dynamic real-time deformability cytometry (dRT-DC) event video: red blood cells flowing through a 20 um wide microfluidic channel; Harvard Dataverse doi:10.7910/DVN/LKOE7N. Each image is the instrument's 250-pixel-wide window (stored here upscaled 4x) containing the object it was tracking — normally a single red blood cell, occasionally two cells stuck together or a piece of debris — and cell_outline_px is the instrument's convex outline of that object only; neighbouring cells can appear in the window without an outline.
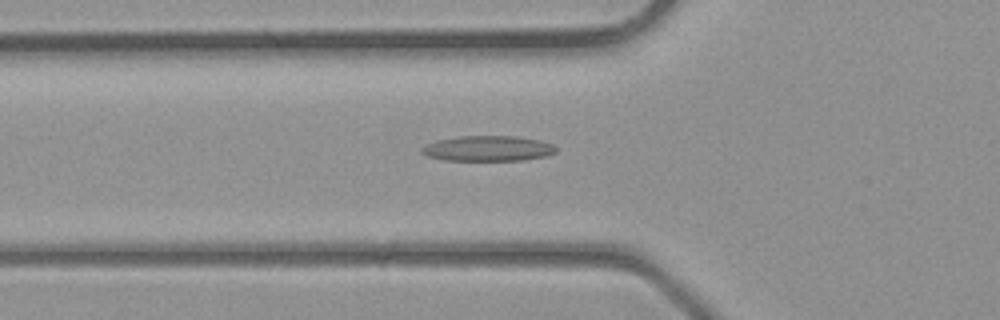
{"species": "common noctule bat (a hibernating species)", "species_latin": "Nyctalus noctula", "temperature_condition": "room temperature", "stored_images_in_passage": 27, "camera_frame_rate_fps": 3000, "um_per_image_px": 0.085, "animal": {"sex": "male", "body_mass_g": 23.1, "forearm_length_mm": 52.7}, "frame": {"image": 1, "passage_image": 2, "time_ms": 0.333, "image_size_px": [1000, 320], "cell_outline_px": [[556, 152], [548, 156], [520, 160], [444, 160], [428, 156], [420, 152], [420, 148], [436, 140], [460, 136], [516, 136], [540, 140], [552, 144], [556, 148]], "centroid_in_image_um": [41.48, 12.62], "position_along_channel_um": 84.3, "area_um2": 19.83}}
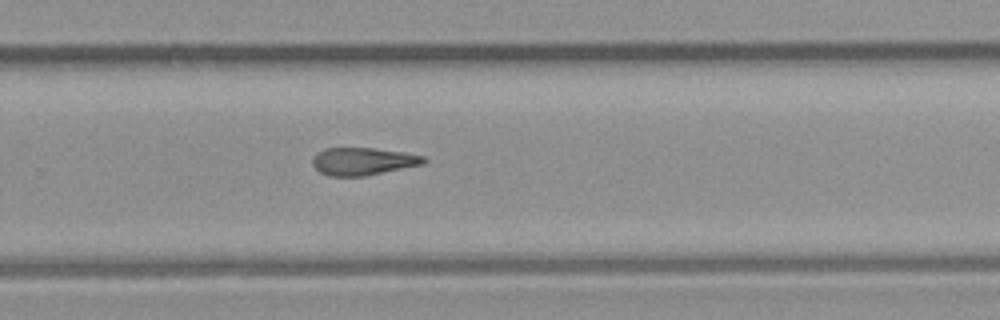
{"frame": {"image": 2, "passage_image": 14, "time_ms": 4.333, "image_size_px": [1000, 320], "cell_outline_px": [[428, 160], [424, 164], [364, 176], [328, 176], [320, 172], [312, 164], [312, 156], [316, 152], [324, 148], [372, 148], [404, 152], [424, 156]], "centroid_in_image_um": [30.83, 13.71], "position_along_channel_um": 299.0, "area_um2": 17.98}}
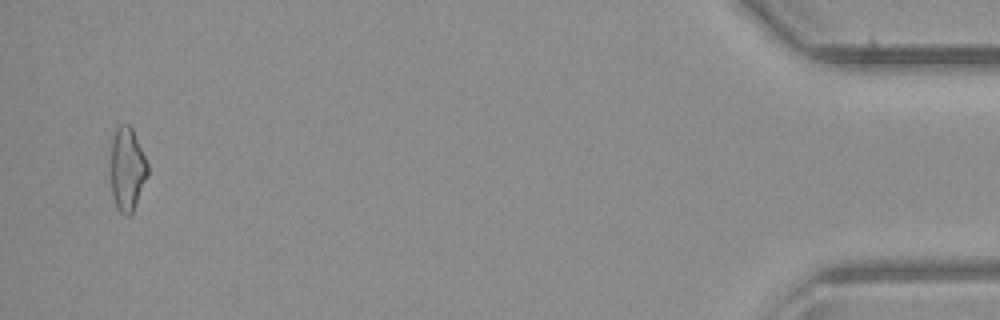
{"frame": {"image": 3, "passage_image": 26, "time_ms": 8.333, "image_size_px": [1000, 320], "cell_outline_px": [[148, 176], [132, 212], [128, 216], [124, 216], [116, 208], [108, 176], [108, 172], [112, 136], [116, 128], [120, 124], [128, 124], [132, 128], [148, 164]], "centroid_in_image_um": [10.76, 14.37], "position_along_channel_um": 424.4, "area_um2": 18.61}}